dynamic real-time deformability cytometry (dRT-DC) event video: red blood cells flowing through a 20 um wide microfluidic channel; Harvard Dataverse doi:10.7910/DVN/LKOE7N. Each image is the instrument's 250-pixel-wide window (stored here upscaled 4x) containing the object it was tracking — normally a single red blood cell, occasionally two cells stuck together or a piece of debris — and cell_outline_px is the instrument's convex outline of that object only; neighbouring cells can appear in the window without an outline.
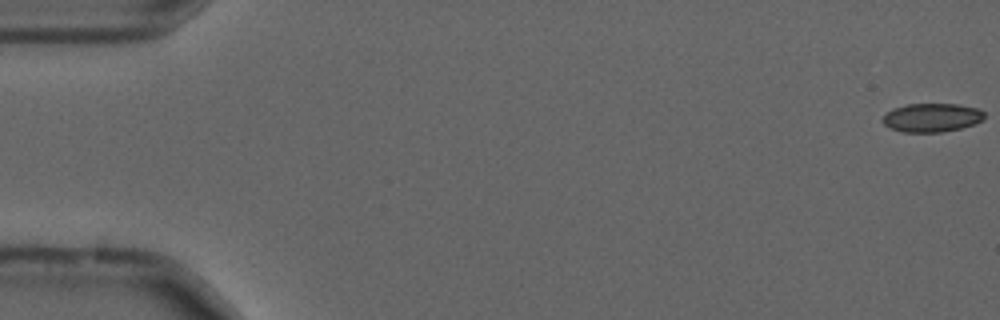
{"species": "common noctule bat (a hibernating species)", "species_latin": "Nyctalus noctula", "temperature_condition": "cold", "stored_images_in_passage": 56, "camera_frame_rate_fps": 3000, "um_per_image_px": 0.085, "animal": {"sex": "male", "forearm_length_mm": 52.5}, "frame": {"image": 1, "passage_image": 1, "time_ms": 0.0, "image_size_px": [1000, 320], "cell_outline_px": [[984, 120], [960, 128], [940, 132], [904, 132], [892, 128], [884, 124], [880, 120], [892, 108], [908, 104], [956, 104], [976, 108], [984, 112]], "centroid_in_image_um": [79.18, 9.99], "position_along_channel_um": 5.8, "area_um2": 16.82}}
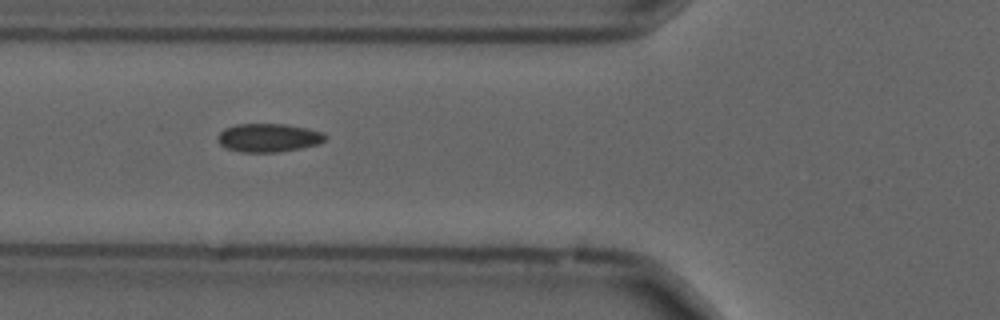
{"frame": {"image": 2, "passage_image": 21, "time_ms": 6.667, "image_size_px": [1000, 320], "cell_outline_px": [[328, 136], [324, 140], [316, 144], [300, 148], [280, 152], [240, 152], [224, 148], [220, 144], [220, 132], [224, 128], [236, 124], [284, 124], [324, 132]], "centroid_in_image_um": [22.82, 11.71], "position_along_channel_um": 103.0, "area_um2": 17.69}}
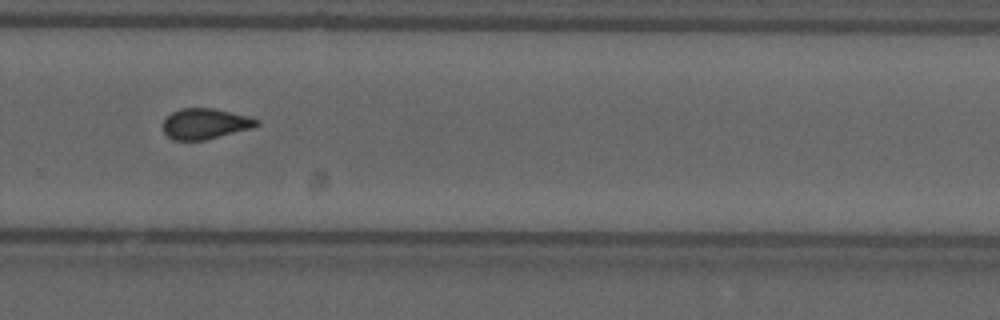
{"frame": {"image": 3, "passage_image": 38, "time_ms": 12.333, "image_size_px": [1000, 320], "cell_outline_px": [[260, 124], [252, 128], [204, 140], [172, 140], [164, 132], [164, 120], [172, 112], [180, 108], [212, 108], [260, 120]], "centroid_in_image_um": [17.42, 10.52], "position_along_channel_um": 312.4, "area_um2": 16.42}, "authors_computed_cell_mechanics": {"area_um2": 17.2533, "velocity_mm_per_s": 3.7033, "shape_relaxation_time_tau1_ms": null, "shape_relaxation_time_tau2_ms": 1.9676, "deformation_change_tau1": null, "deformation_change_tau2": 0.0706}}